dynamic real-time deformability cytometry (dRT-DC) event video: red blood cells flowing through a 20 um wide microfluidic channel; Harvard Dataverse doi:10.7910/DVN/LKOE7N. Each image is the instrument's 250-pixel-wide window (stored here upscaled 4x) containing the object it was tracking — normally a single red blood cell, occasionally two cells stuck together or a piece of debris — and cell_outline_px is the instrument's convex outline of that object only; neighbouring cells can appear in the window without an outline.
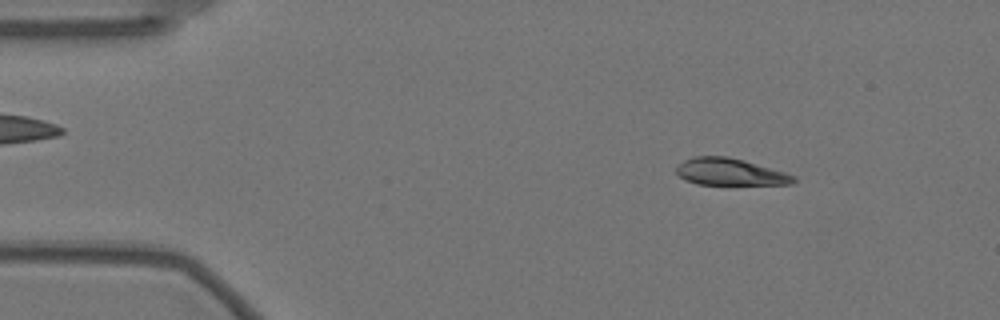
{"species": "Egyptian fruit bat (a non-hibernating species)", "species_latin": "Rousettus aegyptiacus", "temperature_condition": "warm", "stored_images_in_passage": 52, "camera_frame_rate_fps": 3000, "um_per_image_px": 0.085, "animal": {"sex": "female"}, "frame": {"image": 1, "passage_image": 3, "time_ms": 0.667, "image_size_px": [1000, 320], "cell_outline_px": [[796, 180], [792, 184], [696, 184], [684, 180], [676, 172], [676, 168], [684, 160], [692, 156], [728, 156], [744, 160], [784, 172], [796, 176]], "centroid_in_image_um": [62.03, 14.61], "position_along_channel_um": 23.0, "area_um2": 18.32}}
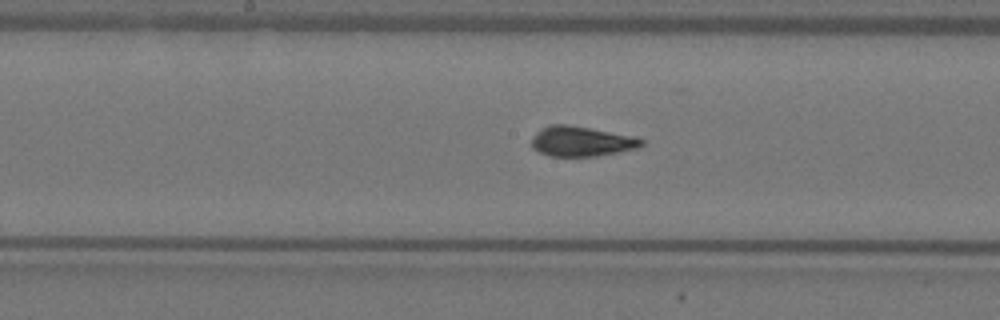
{"frame": {"image": 2, "passage_image": 24, "time_ms": 7.667, "image_size_px": [1000, 320], "cell_outline_px": [[644, 144], [640, 148], [596, 156], [548, 156], [532, 148], [532, 136], [540, 128], [548, 124], [568, 124], [636, 136], [644, 140]], "centroid_in_image_um": [49.43, 12.0], "position_along_channel_um": 198.8, "area_um2": 19.54}}
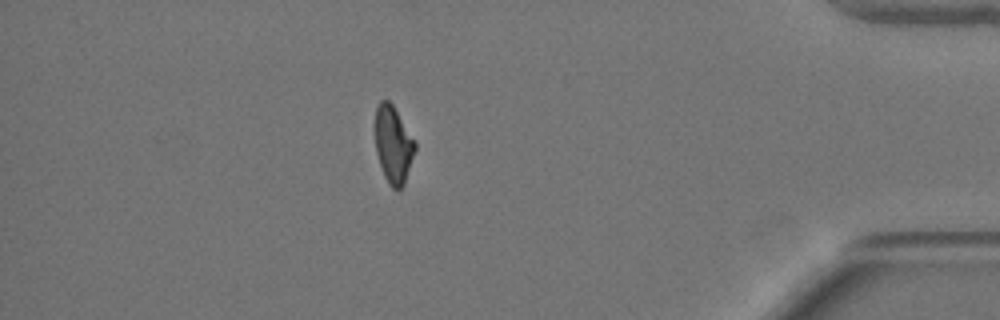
{"frame": {"image": 3, "passage_image": 45, "time_ms": 14.667, "image_size_px": [1000, 320], "cell_outline_px": [[416, 148], [404, 184], [400, 188], [392, 188], [388, 184], [384, 176], [376, 152], [376, 108], [380, 100], [388, 100], [392, 104], [416, 140]], "centroid_in_image_um": [33.45, 12.28], "position_along_channel_um": 401.8, "area_um2": 17.8}, "authors_computed_cell_mechanics": {"area_um2": 19.4497, "velocity_mm_per_s": 3.5271, "shape_relaxation_time_tau1_ms": 5.715, "shape_relaxation_time_tau2_ms": 1.0059, "deformation_change_tau1": 0.2137, "deformation_change_tau2": 0.0673}}